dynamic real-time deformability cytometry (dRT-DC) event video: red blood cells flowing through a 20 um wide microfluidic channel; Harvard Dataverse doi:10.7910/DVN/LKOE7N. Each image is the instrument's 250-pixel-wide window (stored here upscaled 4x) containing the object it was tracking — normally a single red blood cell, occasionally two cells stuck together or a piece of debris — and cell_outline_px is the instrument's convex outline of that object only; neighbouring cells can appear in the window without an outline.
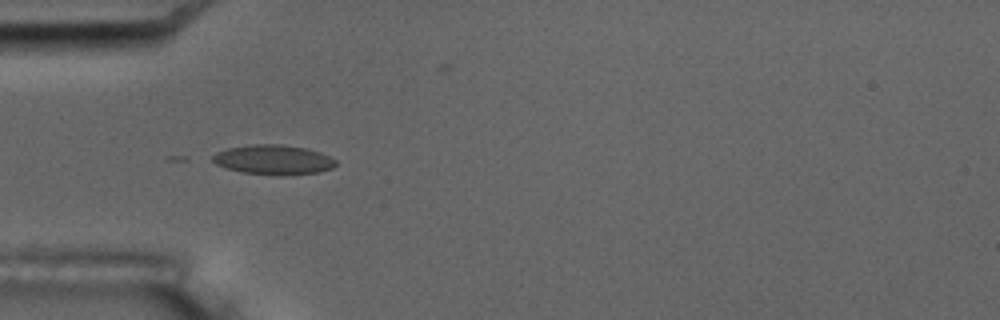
{"species": "common noctule bat (a hibernating species)", "species_latin": "Nyctalus noctula", "temperature_condition": "room temperature", "stored_images_in_passage": 6, "camera_frame_rate_fps": 3000, "um_per_image_px": 0.085, "animal": {"sex": "male", "body_mass_g": 17.5, "forearm_length_mm": 52.3}, "frame": {"image": 1, "passage_image": 5, "time_ms": 5.333, "image_size_px": [1000, 320], "cell_outline_px": [[336, 164], [332, 168], [316, 172], [280, 176], [240, 172], [224, 168], [216, 164], [212, 160], [212, 156], [216, 152], [228, 148], [252, 144], [280, 144], [304, 148], [320, 152], [336, 160]], "centroid_in_image_um": [23.2, 13.58], "position_along_channel_um": 61.8, "area_um2": 21.33}}